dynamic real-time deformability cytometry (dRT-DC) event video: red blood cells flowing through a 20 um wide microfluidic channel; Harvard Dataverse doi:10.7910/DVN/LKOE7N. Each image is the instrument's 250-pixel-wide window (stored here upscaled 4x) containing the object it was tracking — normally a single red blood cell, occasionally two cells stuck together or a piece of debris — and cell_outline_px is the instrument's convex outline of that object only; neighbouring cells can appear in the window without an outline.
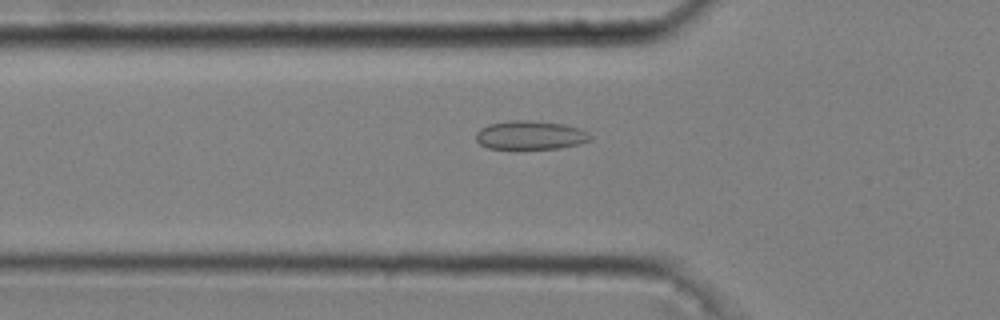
{"species": "common noctule bat (a hibernating species)", "species_latin": "Nyctalus noctula", "temperature_condition": "cold", "stored_images_in_passage": 39, "camera_frame_rate_fps": 3000, "um_per_image_px": 0.085, "animal": {"sex": "male", "body_mass_g": 20.4}, "frame": {"image": 1, "passage_image": 8, "time_ms": 2.333, "image_size_px": [1000, 320], "cell_outline_px": [[592, 136], [588, 140], [580, 144], [560, 148], [516, 152], [488, 148], [480, 144], [476, 140], [476, 132], [480, 128], [488, 124], [512, 120], [524, 120], [564, 124], [580, 128], [588, 132]], "centroid_in_image_um": [45.03, 11.54], "position_along_channel_um": 80.8, "area_um2": 20.06}}
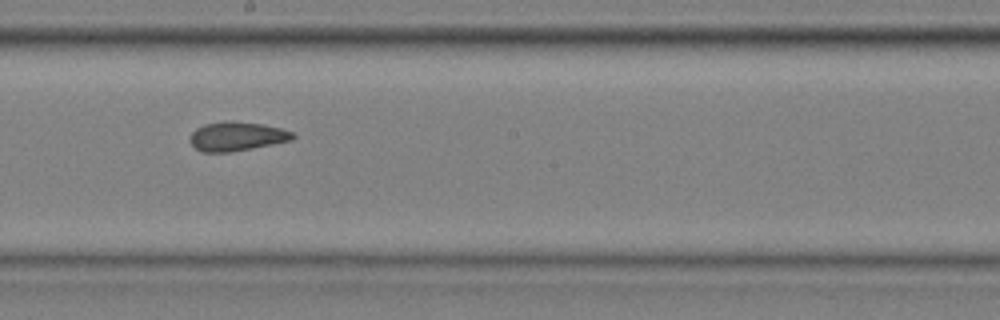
{"frame": {"image": 2, "passage_image": 20, "time_ms": 6.333, "image_size_px": [1000, 320], "cell_outline_px": [[296, 136], [292, 140], [232, 152], [200, 152], [188, 140], [192, 132], [196, 128], [204, 124], [232, 120], [264, 124], [296, 132]], "centroid_in_image_um": [20.14, 11.58], "position_along_channel_um": 228.1, "area_um2": 17.63}}
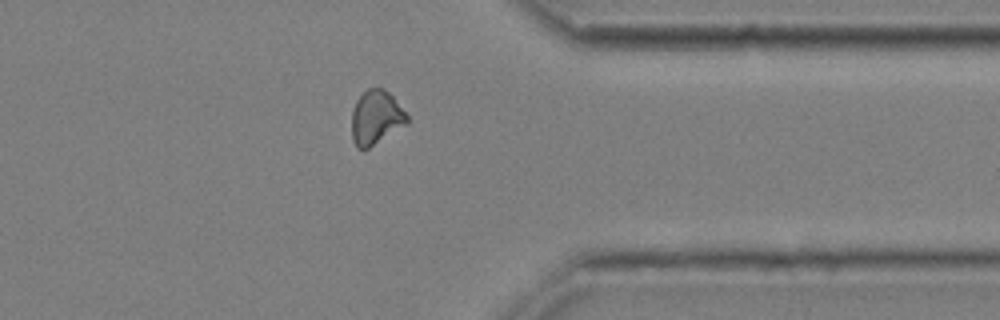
{"frame": {"image": 3, "passage_image": 33, "time_ms": 10.667, "image_size_px": [1000, 320], "cell_outline_px": [[408, 124], [368, 148], [356, 148], [352, 140], [352, 112], [356, 100], [368, 88], [384, 88], [392, 96], [408, 116]], "centroid_in_image_um": [31.95, 10.0], "position_along_channel_um": 379.4, "area_um2": 17.34}}